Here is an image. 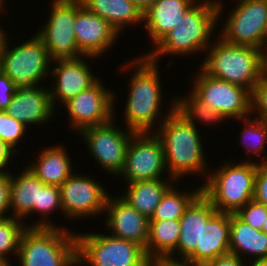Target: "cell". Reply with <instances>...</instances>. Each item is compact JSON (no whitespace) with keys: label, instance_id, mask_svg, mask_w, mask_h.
<instances>
[{"label":"cell","instance_id":"7a4b0ae2","mask_svg":"<svg viewBox=\"0 0 267 266\" xmlns=\"http://www.w3.org/2000/svg\"><path fill=\"white\" fill-rule=\"evenodd\" d=\"M224 8L222 0H198L184 14L178 26L153 46L151 52H146L143 56L160 65L163 55L183 58L206 52L215 36L212 33L217 29L218 20L224 15Z\"/></svg>","mask_w":267,"mask_h":266},{"label":"cell","instance_id":"f907efd6","mask_svg":"<svg viewBox=\"0 0 267 266\" xmlns=\"http://www.w3.org/2000/svg\"><path fill=\"white\" fill-rule=\"evenodd\" d=\"M267 5V0H266ZM266 47H267V10H266Z\"/></svg>","mask_w":267,"mask_h":266},{"label":"cell","instance_id":"f6af8a7d","mask_svg":"<svg viewBox=\"0 0 267 266\" xmlns=\"http://www.w3.org/2000/svg\"><path fill=\"white\" fill-rule=\"evenodd\" d=\"M247 266H267V258L254 259L248 262Z\"/></svg>","mask_w":267,"mask_h":266},{"label":"cell","instance_id":"4316f807","mask_svg":"<svg viewBox=\"0 0 267 266\" xmlns=\"http://www.w3.org/2000/svg\"><path fill=\"white\" fill-rule=\"evenodd\" d=\"M81 2L88 10L112 25L119 34H122L127 26L143 23V12L130 0H81Z\"/></svg>","mask_w":267,"mask_h":266},{"label":"cell","instance_id":"f35d334b","mask_svg":"<svg viewBox=\"0 0 267 266\" xmlns=\"http://www.w3.org/2000/svg\"><path fill=\"white\" fill-rule=\"evenodd\" d=\"M16 89L11 79L0 72V110H5L8 107Z\"/></svg>","mask_w":267,"mask_h":266},{"label":"cell","instance_id":"30bf717a","mask_svg":"<svg viewBox=\"0 0 267 266\" xmlns=\"http://www.w3.org/2000/svg\"><path fill=\"white\" fill-rule=\"evenodd\" d=\"M51 2L49 17L35 34L47 48L52 62L82 56L74 31L77 0H54Z\"/></svg>","mask_w":267,"mask_h":266},{"label":"cell","instance_id":"277c9868","mask_svg":"<svg viewBox=\"0 0 267 266\" xmlns=\"http://www.w3.org/2000/svg\"><path fill=\"white\" fill-rule=\"evenodd\" d=\"M214 41L212 39L199 67L212 77L231 82L252 93L265 72V51L228 43L219 35Z\"/></svg>","mask_w":267,"mask_h":266},{"label":"cell","instance_id":"f1b7e54d","mask_svg":"<svg viewBox=\"0 0 267 266\" xmlns=\"http://www.w3.org/2000/svg\"><path fill=\"white\" fill-rule=\"evenodd\" d=\"M238 121L242 122L243 121V130H240L241 133L239 135L241 141L240 143H242L243 145V151L245 150V154H246V158L247 159H242L241 161H252V162H256V163H260V161L258 160H250L253 155H256L257 158L258 156L260 158L261 163H265L267 162V155L265 151L266 147H267V122L264 120H261L257 117H253L251 118L250 116L242 118V119H238ZM265 153V154H264ZM264 156H263V155ZM249 157V159H248Z\"/></svg>","mask_w":267,"mask_h":266},{"label":"cell","instance_id":"8992f818","mask_svg":"<svg viewBox=\"0 0 267 266\" xmlns=\"http://www.w3.org/2000/svg\"><path fill=\"white\" fill-rule=\"evenodd\" d=\"M17 257L18 266H78L76 232L58 227H27Z\"/></svg>","mask_w":267,"mask_h":266},{"label":"cell","instance_id":"3957f363","mask_svg":"<svg viewBox=\"0 0 267 266\" xmlns=\"http://www.w3.org/2000/svg\"><path fill=\"white\" fill-rule=\"evenodd\" d=\"M198 128L174 110L155 131L163 145L167 176L178 182L189 174L204 177L210 172Z\"/></svg>","mask_w":267,"mask_h":266},{"label":"cell","instance_id":"bcb514c9","mask_svg":"<svg viewBox=\"0 0 267 266\" xmlns=\"http://www.w3.org/2000/svg\"><path fill=\"white\" fill-rule=\"evenodd\" d=\"M0 266H12V263L10 264L0 256Z\"/></svg>","mask_w":267,"mask_h":266},{"label":"cell","instance_id":"4fadbf2b","mask_svg":"<svg viewBox=\"0 0 267 266\" xmlns=\"http://www.w3.org/2000/svg\"><path fill=\"white\" fill-rule=\"evenodd\" d=\"M166 174L168 173L160 138L155 133H135L128 144L124 168L119 177L121 176L126 184L135 181L174 179L170 176L165 178Z\"/></svg>","mask_w":267,"mask_h":266},{"label":"cell","instance_id":"681fc988","mask_svg":"<svg viewBox=\"0 0 267 266\" xmlns=\"http://www.w3.org/2000/svg\"><path fill=\"white\" fill-rule=\"evenodd\" d=\"M265 72L267 73V50L265 51Z\"/></svg>","mask_w":267,"mask_h":266},{"label":"cell","instance_id":"9c48e42d","mask_svg":"<svg viewBox=\"0 0 267 266\" xmlns=\"http://www.w3.org/2000/svg\"><path fill=\"white\" fill-rule=\"evenodd\" d=\"M236 1L217 35L231 44L266 51V0Z\"/></svg>","mask_w":267,"mask_h":266},{"label":"cell","instance_id":"7dc6e473","mask_svg":"<svg viewBox=\"0 0 267 266\" xmlns=\"http://www.w3.org/2000/svg\"><path fill=\"white\" fill-rule=\"evenodd\" d=\"M5 1H7V0H0V13L1 14H3L1 11H3L4 12V10H5Z\"/></svg>","mask_w":267,"mask_h":266},{"label":"cell","instance_id":"c3c4849f","mask_svg":"<svg viewBox=\"0 0 267 266\" xmlns=\"http://www.w3.org/2000/svg\"><path fill=\"white\" fill-rule=\"evenodd\" d=\"M262 231L265 232V233L267 234V217H266V219H265V222L263 223Z\"/></svg>","mask_w":267,"mask_h":266},{"label":"cell","instance_id":"ab89813d","mask_svg":"<svg viewBox=\"0 0 267 266\" xmlns=\"http://www.w3.org/2000/svg\"><path fill=\"white\" fill-rule=\"evenodd\" d=\"M202 266H247V262L235 254L228 253L210 260Z\"/></svg>","mask_w":267,"mask_h":266},{"label":"cell","instance_id":"b9f144b4","mask_svg":"<svg viewBox=\"0 0 267 266\" xmlns=\"http://www.w3.org/2000/svg\"><path fill=\"white\" fill-rule=\"evenodd\" d=\"M151 266H202L187 260H177L170 257L158 258L151 261Z\"/></svg>","mask_w":267,"mask_h":266},{"label":"cell","instance_id":"5bb4252c","mask_svg":"<svg viewBox=\"0 0 267 266\" xmlns=\"http://www.w3.org/2000/svg\"><path fill=\"white\" fill-rule=\"evenodd\" d=\"M101 78L87 90L81 91L69 99L62 106L66 108L69 116L71 130L77 134L91 126L109 123L116 118L117 94L115 90L106 88Z\"/></svg>","mask_w":267,"mask_h":266},{"label":"cell","instance_id":"6da1fadb","mask_svg":"<svg viewBox=\"0 0 267 266\" xmlns=\"http://www.w3.org/2000/svg\"><path fill=\"white\" fill-rule=\"evenodd\" d=\"M158 66L159 64L151 62L143 55L140 57L138 55L120 66L123 73L129 70L135 71L127 81L129 94L124 102L126 103L124 114L122 112L124 126L135 133H155L161 123L175 110L174 97L167 106L169 108L166 113L164 110L161 112L164 96H162V80Z\"/></svg>","mask_w":267,"mask_h":266},{"label":"cell","instance_id":"f546056e","mask_svg":"<svg viewBox=\"0 0 267 266\" xmlns=\"http://www.w3.org/2000/svg\"><path fill=\"white\" fill-rule=\"evenodd\" d=\"M201 192L202 185L190 192H181L173 184L162 197L150 220H180L186 208Z\"/></svg>","mask_w":267,"mask_h":266},{"label":"cell","instance_id":"9a60e30c","mask_svg":"<svg viewBox=\"0 0 267 266\" xmlns=\"http://www.w3.org/2000/svg\"><path fill=\"white\" fill-rule=\"evenodd\" d=\"M85 175L74 172L60 186L63 214L69 220L104 215L109 193L92 175Z\"/></svg>","mask_w":267,"mask_h":266},{"label":"cell","instance_id":"7402d4cb","mask_svg":"<svg viewBox=\"0 0 267 266\" xmlns=\"http://www.w3.org/2000/svg\"><path fill=\"white\" fill-rule=\"evenodd\" d=\"M230 213L216 211L207 221H202L201 249L186 259L201 264L230 253Z\"/></svg>","mask_w":267,"mask_h":266},{"label":"cell","instance_id":"cb8c5ba5","mask_svg":"<svg viewBox=\"0 0 267 266\" xmlns=\"http://www.w3.org/2000/svg\"><path fill=\"white\" fill-rule=\"evenodd\" d=\"M36 161L27 164L28 168L47 185L61 186L73 173L74 163L71 161L64 145H50L42 148ZM34 161V162H33Z\"/></svg>","mask_w":267,"mask_h":266},{"label":"cell","instance_id":"603a6c76","mask_svg":"<svg viewBox=\"0 0 267 266\" xmlns=\"http://www.w3.org/2000/svg\"><path fill=\"white\" fill-rule=\"evenodd\" d=\"M16 175L11 172L10 216L24 220L38 213L40 190L44 184L27 166Z\"/></svg>","mask_w":267,"mask_h":266},{"label":"cell","instance_id":"8d00e7d4","mask_svg":"<svg viewBox=\"0 0 267 266\" xmlns=\"http://www.w3.org/2000/svg\"><path fill=\"white\" fill-rule=\"evenodd\" d=\"M253 200L267 206V162L257 163Z\"/></svg>","mask_w":267,"mask_h":266},{"label":"cell","instance_id":"44dd1931","mask_svg":"<svg viewBox=\"0 0 267 266\" xmlns=\"http://www.w3.org/2000/svg\"><path fill=\"white\" fill-rule=\"evenodd\" d=\"M198 0H158L143 12V29L152 46L177 27L184 14Z\"/></svg>","mask_w":267,"mask_h":266},{"label":"cell","instance_id":"52a82bcc","mask_svg":"<svg viewBox=\"0 0 267 266\" xmlns=\"http://www.w3.org/2000/svg\"><path fill=\"white\" fill-rule=\"evenodd\" d=\"M78 266H151L139 244L101 233H76Z\"/></svg>","mask_w":267,"mask_h":266},{"label":"cell","instance_id":"ac0fdd59","mask_svg":"<svg viewBox=\"0 0 267 266\" xmlns=\"http://www.w3.org/2000/svg\"><path fill=\"white\" fill-rule=\"evenodd\" d=\"M108 196L105 205V225L109 235L133 241L144 249L148 240L150 219L130 206L119 195Z\"/></svg>","mask_w":267,"mask_h":266},{"label":"cell","instance_id":"1f68e13d","mask_svg":"<svg viewBox=\"0 0 267 266\" xmlns=\"http://www.w3.org/2000/svg\"><path fill=\"white\" fill-rule=\"evenodd\" d=\"M26 228L27 223L19 218H0V256L7 262L10 263L12 254L17 258L20 239Z\"/></svg>","mask_w":267,"mask_h":266},{"label":"cell","instance_id":"5b68a950","mask_svg":"<svg viewBox=\"0 0 267 266\" xmlns=\"http://www.w3.org/2000/svg\"><path fill=\"white\" fill-rule=\"evenodd\" d=\"M217 168L201 184L202 193L218 212L236 213L253 200L257 163L229 160Z\"/></svg>","mask_w":267,"mask_h":266},{"label":"cell","instance_id":"d4e9b609","mask_svg":"<svg viewBox=\"0 0 267 266\" xmlns=\"http://www.w3.org/2000/svg\"><path fill=\"white\" fill-rule=\"evenodd\" d=\"M229 250L246 262L267 258V234L230 213Z\"/></svg>","mask_w":267,"mask_h":266},{"label":"cell","instance_id":"7c38bea8","mask_svg":"<svg viewBox=\"0 0 267 266\" xmlns=\"http://www.w3.org/2000/svg\"><path fill=\"white\" fill-rule=\"evenodd\" d=\"M199 72V73H198ZM191 92L202 102L219 111L227 120L251 115V92L241 86L206 74L200 67Z\"/></svg>","mask_w":267,"mask_h":266},{"label":"cell","instance_id":"e575fe53","mask_svg":"<svg viewBox=\"0 0 267 266\" xmlns=\"http://www.w3.org/2000/svg\"><path fill=\"white\" fill-rule=\"evenodd\" d=\"M235 214L254 229L262 231L263 223L267 217V206L251 200Z\"/></svg>","mask_w":267,"mask_h":266},{"label":"cell","instance_id":"e0dca14e","mask_svg":"<svg viewBox=\"0 0 267 266\" xmlns=\"http://www.w3.org/2000/svg\"><path fill=\"white\" fill-rule=\"evenodd\" d=\"M74 31L79 51L83 55L95 57V60L116 45L120 36L112 25L88 10L81 0H77Z\"/></svg>","mask_w":267,"mask_h":266},{"label":"cell","instance_id":"8fae6325","mask_svg":"<svg viewBox=\"0 0 267 266\" xmlns=\"http://www.w3.org/2000/svg\"><path fill=\"white\" fill-rule=\"evenodd\" d=\"M116 119L109 123L87 127L79 132L91 157L103 171L119 176L124 168L128 144L135 132L117 126Z\"/></svg>","mask_w":267,"mask_h":266},{"label":"cell","instance_id":"ffe728a7","mask_svg":"<svg viewBox=\"0 0 267 266\" xmlns=\"http://www.w3.org/2000/svg\"><path fill=\"white\" fill-rule=\"evenodd\" d=\"M216 211L211 201L201 192L186 208L179 220L178 244L170 258L186 260L195 249H201L202 221H207Z\"/></svg>","mask_w":267,"mask_h":266},{"label":"cell","instance_id":"7bdbcfd3","mask_svg":"<svg viewBox=\"0 0 267 266\" xmlns=\"http://www.w3.org/2000/svg\"><path fill=\"white\" fill-rule=\"evenodd\" d=\"M8 32L6 30L2 29V26L0 25V72H1V65H2V57L5 49V44L7 42L8 37Z\"/></svg>","mask_w":267,"mask_h":266},{"label":"cell","instance_id":"83f0119b","mask_svg":"<svg viewBox=\"0 0 267 266\" xmlns=\"http://www.w3.org/2000/svg\"><path fill=\"white\" fill-rule=\"evenodd\" d=\"M180 235L179 220H150L145 253L150 261L170 257L176 251Z\"/></svg>","mask_w":267,"mask_h":266},{"label":"cell","instance_id":"2e32d148","mask_svg":"<svg viewBox=\"0 0 267 266\" xmlns=\"http://www.w3.org/2000/svg\"><path fill=\"white\" fill-rule=\"evenodd\" d=\"M88 59L95 57L82 55L74 59H61L53 61L51 64L50 77L52 76L53 86L49 87L51 103L56 109L58 102L64 104L69 99L75 97L81 91L87 90L94 85L100 77L92 72ZM56 65V66H55Z\"/></svg>","mask_w":267,"mask_h":266},{"label":"cell","instance_id":"d6a6232c","mask_svg":"<svg viewBox=\"0 0 267 266\" xmlns=\"http://www.w3.org/2000/svg\"><path fill=\"white\" fill-rule=\"evenodd\" d=\"M60 211L63 214L62 204H61V193L60 187L56 185H45L40 190V198H39V206H38V214L40 215L39 221L33 224H27V227H43V228H66L61 226H57L55 222H52L53 219H50L53 212ZM51 213V214H50ZM43 218H42V217ZM50 216V217H49Z\"/></svg>","mask_w":267,"mask_h":266},{"label":"cell","instance_id":"484cf974","mask_svg":"<svg viewBox=\"0 0 267 266\" xmlns=\"http://www.w3.org/2000/svg\"><path fill=\"white\" fill-rule=\"evenodd\" d=\"M175 182L178 183L175 179L135 181L127 183L126 191L119 196L150 219L164 194Z\"/></svg>","mask_w":267,"mask_h":266},{"label":"cell","instance_id":"ba28073f","mask_svg":"<svg viewBox=\"0 0 267 266\" xmlns=\"http://www.w3.org/2000/svg\"><path fill=\"white\" fill-rule=\"evenodd\" d=\"M10 43L7 39L1 72L11 79L17 89L40 86L49 78L52 63L42 40L33 34L29 40H23L14 47Z\"/></svg>","mask_w":267,"mask_h":266},{"label":"cell","instance_id":"836d02e7","mask_svg":"<svg viewBox=\"0 0 267 266\" xmlns=\"http://www.w3.org/2000/svg\"><path fill=\"white\" fill-rule=\"evenodd\" d=\"M28 127L11 117L5 110H0V139L11 147L17 154V146L26 135ZM16 147V148H15Z\"/></svg>","mask_w":267,"mask_h":266},{"label":"cell","instance_id":"d6986e66","mask_svg":"<svg viewBox=\"0 0 267 266\" xmlns=\"http://www.w3.org/2000/svg\"><path fill=\"white\" fill-rule=\"evenodd\" d=\"M35 86L16 89L11 103L5 111L16 120L28 125H45L55 116L52 106L49 86Z\"/></svg>","mask_w":267,"mask_h":266},{"label":"cell","instance_id":"4dcf8cb0","mask_svg":"<svg viewBox=\"0 0 267 266\" xmlns=\"http://www.w3.org/2000/svg\"><path fill=\"white\" fill-rule=\"evenodd\" d=\"M185 95L180 96L181 98L179 95L175 97V110L193 125L197 126L200 122L201 125L205 123L204 125L214 126L219 122L223 124L227 121L225 116L199 100L191 91Z\"/></svg>","mask_w":267,"mask_h":266},{"label":"cell","instance_id":"60d3db41","mask_svg":"<svg viewBox=\"0 0 267 266\" xmlns=\"http://www.w3.org/2000/svg\"><path fill=\"white\" fill-rule=\"evenodd\" d=\"M16 154L11 147L0 139V173H5L10 169L8 164L13 162L10 159H13L12 156L14 157Z\"/></svg>","mask_w":267,"mask_h":266},{"label":"cell","instance_id":"ee69618b","mask_svg":"<svg viewBox=\"0 0 267 266\" xmlns=\"http://www.w3.org/2000/svg\"><path fill=\"white\" fill-rule=\"evenodd\" d=\"M135 4L142 12H144L148 7L156 3L158 0H130Z\"/></svg>","mask_w":267,"mask_h":266},{"label":"cell","instance_id":"74e56055","mask_svg":"<svg viewBox=\"0 0 267 266\" xmlns=\"http://www.w3.org/2000/svg\"><path fill=\"white\" fill-rule=\"evenodd\" d=\"M11 171L0 173V218H6L10 211Z\"/></svg>","mask_w":267,"mask_h":266},{"label":"cell","instance_id":"d590c367","mask_svg":"<svg viewBox=\"0 0 267 266\" xmlns=\"http://www.w3.org/2000/svg\"><path fill=\"white\" fill-rule=\"evenodd\" d=\"M251 115L267 122V73L264 72L251 93Z\"/></svg>","mask_w":267,"mask_h":266}]
</instances>
